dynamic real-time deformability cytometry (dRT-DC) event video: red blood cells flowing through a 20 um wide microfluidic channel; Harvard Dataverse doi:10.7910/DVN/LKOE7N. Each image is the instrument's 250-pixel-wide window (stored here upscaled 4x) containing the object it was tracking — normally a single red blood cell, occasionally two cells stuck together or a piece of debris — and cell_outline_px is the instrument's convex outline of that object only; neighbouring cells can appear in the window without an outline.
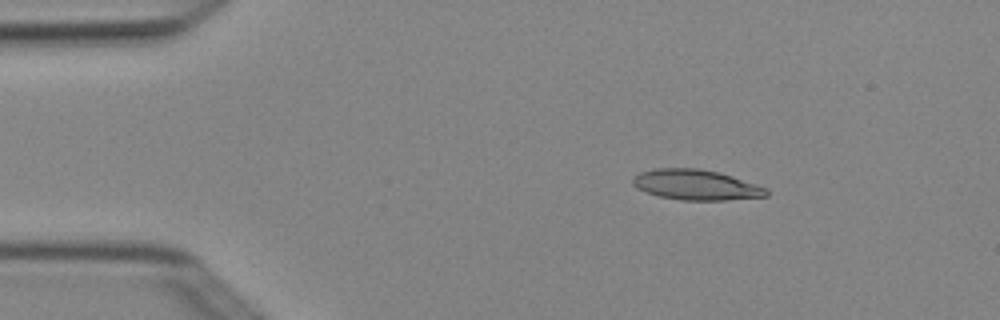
{"species": "Egyptian fruit bat (a non-hibernating species)", "species_latin": "Rousettus aegyptiacus", "temperature_condition": "cold", "stored_images_in_passage": 2, "camera_frame_rate_fps": 3000, "um_per_image_px": 0.085, "animal": {"sex": "female"}, "frame": {"image": 1, "passage_image": 1, "time_ms": 0.0, "image_size_px": [1000, 320], "cell_outline_px": [[768, 196], [728, 200], [680, 200], [660, 196], [636, 188], [632, 184], [632, 176], [640, 172], [656, 168], [700, 168], [720, 172], [768, 188]], "centroid_in_image_um": [59.16, 15.7], "position_along_channel_um": 25.8, "area_um2": 23.76}}